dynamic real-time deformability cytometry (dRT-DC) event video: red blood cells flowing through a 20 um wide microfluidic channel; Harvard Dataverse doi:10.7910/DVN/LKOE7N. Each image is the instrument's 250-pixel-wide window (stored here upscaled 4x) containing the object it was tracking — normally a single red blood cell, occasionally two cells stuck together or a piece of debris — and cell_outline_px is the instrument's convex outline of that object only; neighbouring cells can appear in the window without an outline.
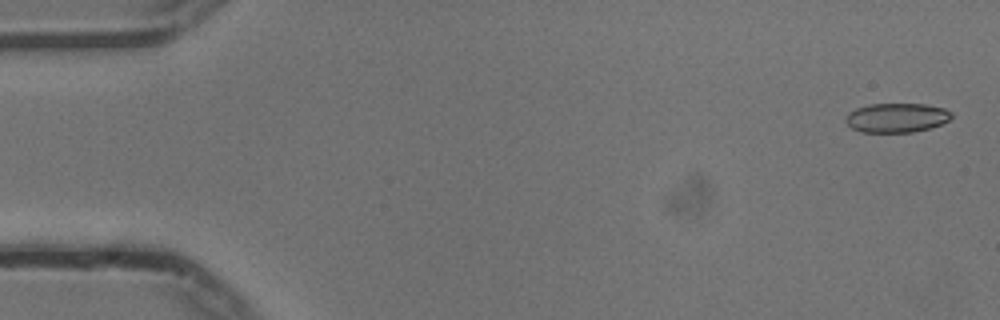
{"species": "common noctule bat (a hibernating species)", "species_latin": "Nyctalus noctula", "temperature_condition": "cold", "stored_images_in_passage": 55, "camera_frame_rate_fps": 3000, "um_per_image_px": 0.085, "animal": {"sex": "male", "body_mass_g": 13.3}, "frame": {"image": 1, "passage_image": 2, "time_ms": 0.333, "image_size_px": [1000, 320], "cell_outline_px": [[952, 116], [948, 120], [932, 128], [912, 132], [860, 132], [852, 128], [844, 120], [844, 116], [848, 112], [856, 108], [868, 104], [924, 104], [944, 108], [952, 112]], "centroid_in_image_um": [76.18, 10.0], "position_along_channel_um": 8.8, "area_um2": 18.21}}
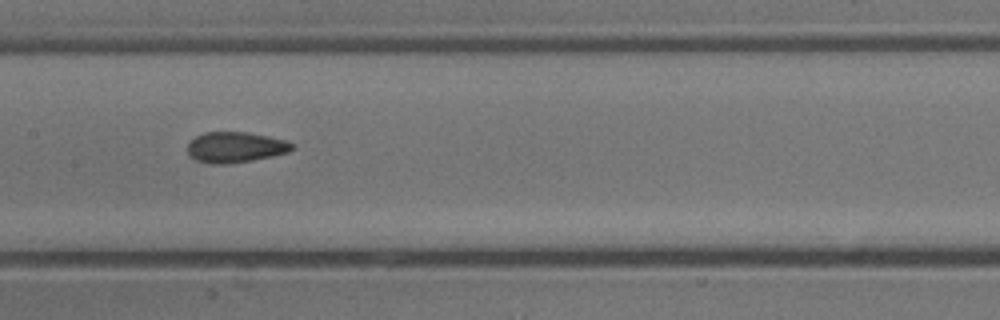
{"frame": {"image": 2, "passage_image": 27, "time_ms": 8.667, "image_size_px": [1000, 320], "cell_outline_px": [[296, 144], [288, 152], [272, 156], [252, 160], [224, 164], [208, 164], [196, 160], [188, 156], [188, 144], [196, 136], [204, 132], [248, 132], [288, 140]], "centroid_in_image_um": [20.01, 12.51], "position_along_channel_um": 187.4, "area_um2": 18.79}}
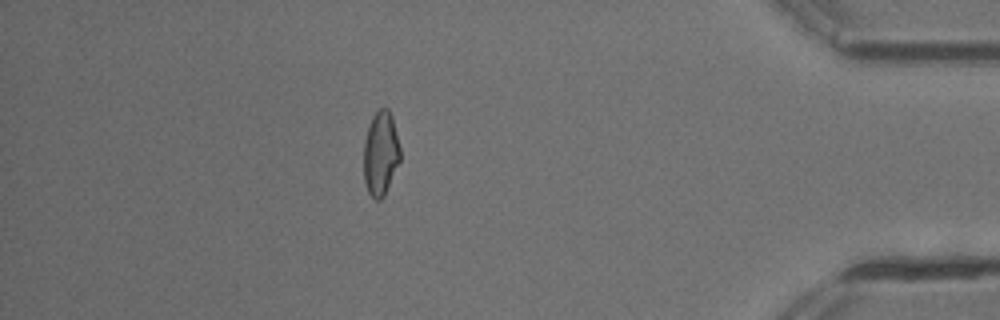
{"frame": {"image": 3, "passage_image": 48, "time_ms": 15.667, "image_size_px": [1000, 320], "cell_outline_px": [[400, 160], [384, 196], [380, 200], [376, 200], [368, 192], [364, 180], [364, 140], [372, 116], [380, 108], [388, 108], [392, 116], [400, 148]], "centroid_in_image_um": [32.35, 13.04], "position_along_channel_um": 402.8, "area_um2": 17.8}, "authors_computed_cell_mechanics": {"area_um2": 18.6116, "velocity_mm_per_s": 3.7573, "shape_relaxation_time_tau1_ms": null, "shape_relaxation_time_tau2_ms": 1.8179, "deformation_change_tau1": null, "deformation_change_tau2": 0.0777}}